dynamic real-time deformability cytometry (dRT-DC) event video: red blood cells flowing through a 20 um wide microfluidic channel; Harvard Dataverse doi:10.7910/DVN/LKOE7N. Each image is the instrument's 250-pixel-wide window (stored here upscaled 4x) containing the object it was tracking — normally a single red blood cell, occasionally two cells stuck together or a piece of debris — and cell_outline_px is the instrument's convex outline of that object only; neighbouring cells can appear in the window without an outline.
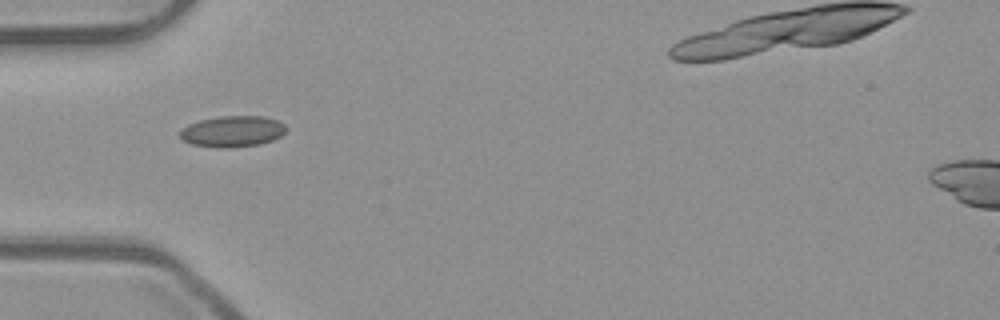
{"species": "common noctule bat (a hibernating species)", "species_latin": "Nyctalus noctula", "temperature_condition": "room temperature", "stored_images_in_passage": 34, "camera_frame_rate_fps": 3000, "um_per_image_px": 0.085, "animal": {"sex": "male", "body_mass_g": 23.1, "forearm_length_mm": 52.7}, "frame": {"image": 1, "passage_image": 1, "time_ms": 0.0, "image_size_px": [1000, 320], "cell_outline_px": [[288, 128], [280, 136], [272, 140], [260, 144], [232, 148], [216, 148], [192, 144], [184, 140], [180, 136], [180, 132], [188, 124], [200, 120], [220, 116], [264, 116], [276, 120], [284, 124]], "centroid_in_image_um": [19.78, 11.17], "position_along_channel_um": 65.2, "area_um2": 19.25}}
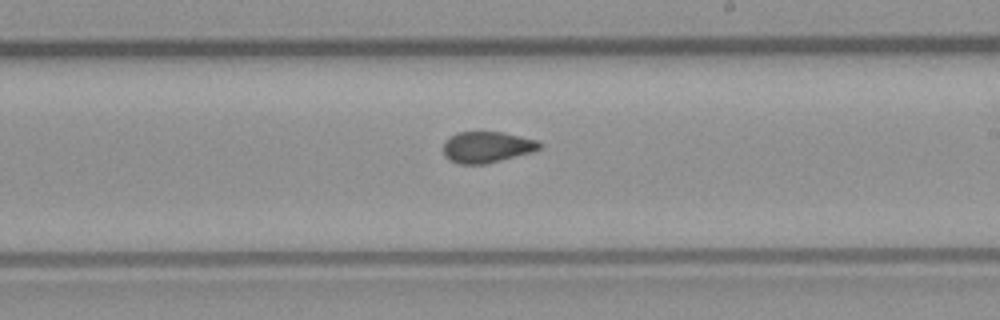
{"frame": {"image": 2, "passage_image": 15, "time_ms": 4.667, "image_size_px": [1000, 320], "cell_outline_px": [[544, 144], [540, 148], [532, 152], [484, 164], [456, 164], [448, 160], [444, 156], [444, 144], [456, 132], [500, 132], [540, 140]], "centroid_in_image_um": [41.41, 12.51], "position_along_channel_um": 247.6, "area_um2": 17.46}}
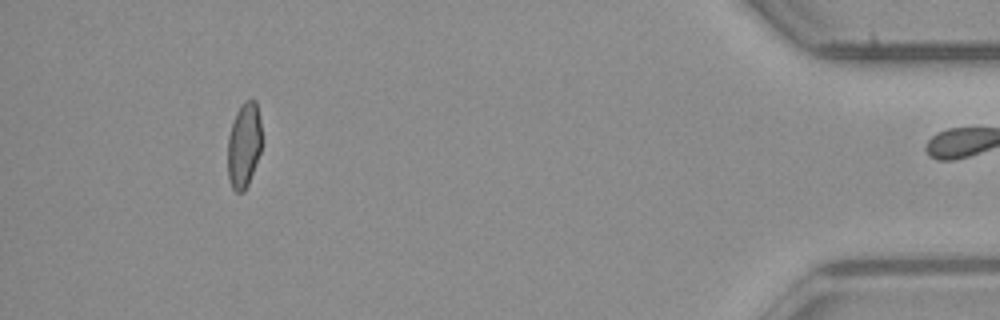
{"frame": {"image": 3, "passage_image": 33, "time_ms": 10.667, "image_size_px": [1000, 320], "cell_outline_px": [[264, 140], [260, 152], [248, 184], [244, 192], [236, 192], [232, 188], [228, 180], [228, 136], [236, 112], [244, 100], [256, 100]], "centroid_in_image_um": [20.76, 12.33], "position_along_channel_um": 414.4, "area_um2": 17.22}, "authors_computed_cell_mechanics": {"area_um2": 17.7735, "velocity_mm_per_s": 3.894, "shape_relaxation_time_tau1_ms": null, "shape_relaxation_time_tau2_ms": 1.4199, "deformation_change_tau1": null, "deformation_change_tau2": 0.0695}}